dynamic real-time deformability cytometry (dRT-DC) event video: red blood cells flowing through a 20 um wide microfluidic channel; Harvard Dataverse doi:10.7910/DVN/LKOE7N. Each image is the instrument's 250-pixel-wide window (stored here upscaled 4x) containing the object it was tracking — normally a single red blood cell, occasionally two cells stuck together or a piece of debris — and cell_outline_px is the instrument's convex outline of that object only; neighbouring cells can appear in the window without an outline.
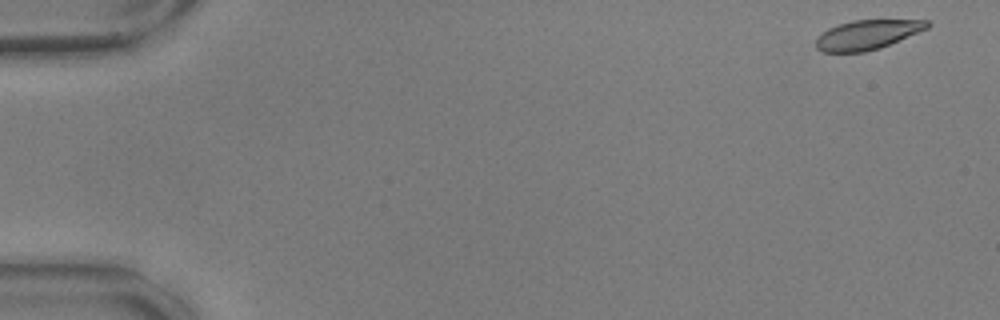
{"species": "common noctule bat (a hibernating species)", "species_latin": "Nyctalus noctula", "temperature_condition": "warm", "stored_images_in_passage": 55, "camera_frame_rate_fps": 3000, "um_per_image_px": 0.085, "animal": {"sex": "male", "body_mass_g": 17.9, "forearm_length_mm": 54.2}, "frame": {"image": 1, "passage_image": 1, "time_ms": 0.0, "image_size_px": [1000, 320], "cell_outline_px": [[932, 24], [928, 28], [880, 48], [864, 52], [820, 52], [816, 48], [816, 36], [828, 28], [852, 20], [928, 20]], "centroid_in_image_um": [73.69, 2.95], "position_along_channel_um": 11.3, "area_um2": 19.13}}
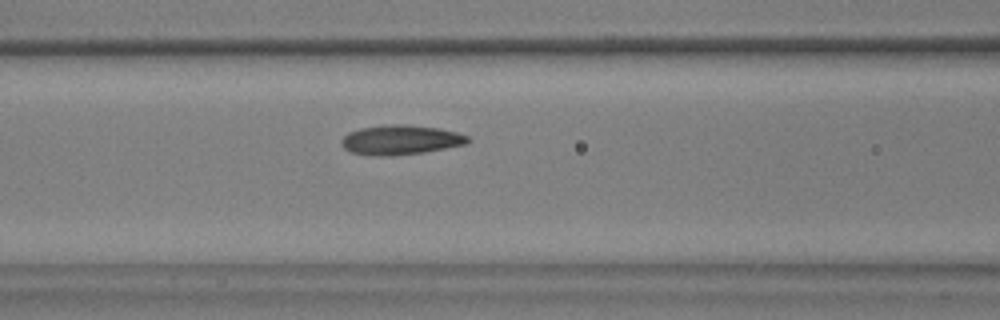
{"frame": {"image": 2, "passage_image": 23, "time_ms": 7.333, "image_size_px": [1000, 320], "cell_outline_px": [[472, 140], [468, 144], [424, 152], [392, 156], [368, 156], [348, 152], [340, 144], [340, 140], [348, 132], [360, 128], [388, 124], [404, 124], [440, 128], [456, 132], [468, 136]], "centroid_in_image_um": [34.02, 11.9], "position_along_channel_um": 132.6, "area_um2": 22.25}}
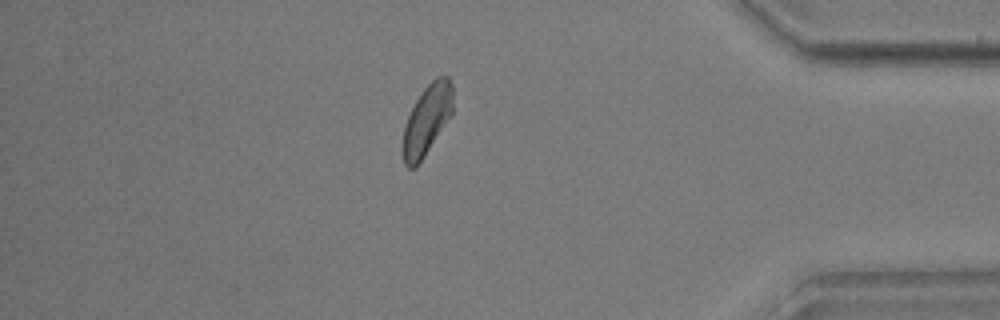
{"frame": {"image": 3, "passage_image": 48, "time_ms": 15.667, "image_size_px": [1000, 320], "cell_outline_px": [[452, 112], [424, 156], [416, 168], [408, 168], [404, 164], [400, 152], [400, 148], [404, 124], [416, 100], [424, 88], [436, 76], [448, 76], [452, 84]], "centroid_in_image_um": [36.22, 10.23], "position_along_channel_um": 399.0, "area_um2": 20.46}, "authors_computed_cell_mechanics": {"area_um2": 20.6346, "velocity_mm_per_s": 3.5616, "shape_relaxation_time_tau1_ms": 3.5836, "shape_relaxation_time_tau2_ms": 1.9513, "deformation_change_tau1": 0.1134, "deformation_change_tau2": 0.0674}}